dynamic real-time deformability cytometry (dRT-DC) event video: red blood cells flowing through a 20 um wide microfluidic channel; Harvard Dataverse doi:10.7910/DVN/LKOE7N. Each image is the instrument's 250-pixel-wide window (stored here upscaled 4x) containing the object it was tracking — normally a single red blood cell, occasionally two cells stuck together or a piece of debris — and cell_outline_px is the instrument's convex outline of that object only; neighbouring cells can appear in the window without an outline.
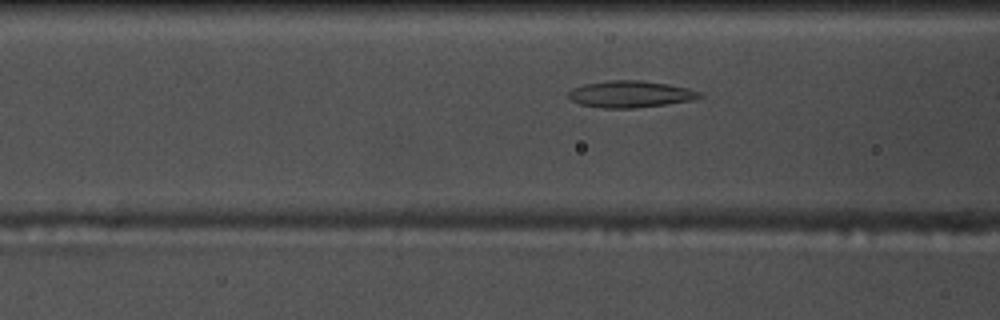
{"species": "common noctule bat (a hibernating species)", "species_latin": "Nyctalus noctula", "temperature_condition": "warm", "stored_images_in_passage": 14, "camera_frame_rate_fps": 3000, "um_per_image_px": 0.085, "animal": {"sex": "male", "body_mass_g": 17.5, "forearm_length_mm": 52.3}, "frame": {"image": 1, "passage_image": 12, "time_ms": 3.667, "image_size_px": [1000, 320], "cell_outline_px": [[704, 96], [692, 100], [668, 104], [636, 108], [600, 108], [580, 104], [572, 100], [568, 96], [568, 92], [584, 84], [608, 80], [640, 80], [668, 84], [688, 88], [700, 92]], "centroid_in_image_um": [53.61, 8.0], "position_along_channel_um": 113.0, "area_um2": 20.4}}